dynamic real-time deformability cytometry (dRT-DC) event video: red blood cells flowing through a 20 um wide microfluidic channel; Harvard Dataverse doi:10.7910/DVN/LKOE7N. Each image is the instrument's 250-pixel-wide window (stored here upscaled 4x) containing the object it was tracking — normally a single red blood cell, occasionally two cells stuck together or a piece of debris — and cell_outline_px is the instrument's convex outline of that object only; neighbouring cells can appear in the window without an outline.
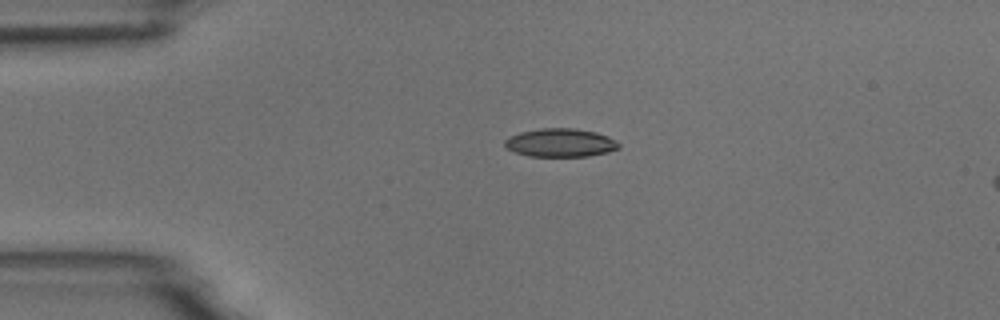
{"species": "common noctule bat (a hibernating species)", "species_latin": "Nyctalus noctula", "temperature_condition": "room temperature", "stored_images_in_passage": 5, "camera_frame_rate_fps": 3000, "um_per_image_px": 0.085, "animal": {"sex": "male", "body_mass_g": 18.8}, "frame": {"image": 1, "passage_image": 3, "time_ms": 2.333, "image_size_px": [1000, 320], "cell_outline_px": [[620, 148], [608, 152], [588, 156], [528, 156], [516, 152], [508, 148], [504, 144], [504, 140], [508, 136], [520, 132], [540, 128], [576, 128], [596, 132], [608, 136], [616, 140], [620, 144]], "centroid_in_image_um": [47.65, 12.12], "position_along_channel_um": 37.4, "area_um2": 18.96}}